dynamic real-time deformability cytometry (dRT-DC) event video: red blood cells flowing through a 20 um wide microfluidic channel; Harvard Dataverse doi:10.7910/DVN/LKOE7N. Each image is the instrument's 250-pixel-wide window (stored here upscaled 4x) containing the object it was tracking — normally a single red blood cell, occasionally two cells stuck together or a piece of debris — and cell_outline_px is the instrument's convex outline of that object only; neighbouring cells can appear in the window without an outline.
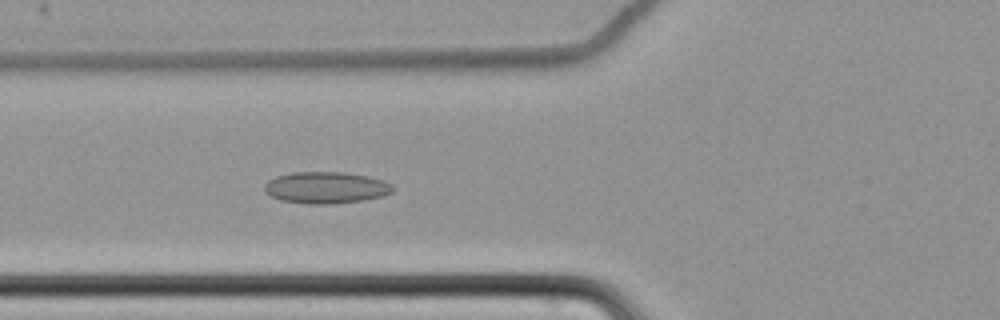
{"species": "common noctule bat (a hibernating species)", "species_latin": "Nyctalus noctula", "temperature_condition": "cold", "stored_images_in_passage": 64, "camera_frame_rate_fps": 3000, "um_per_image_px": 0.085, "animal": {"sex": "female", "body_mass_g": 22.7, "forearm_length_mm": 54.2}, "frame": {"image": 1, "passage_image": 27, "time_ms": 8.667, "image_size_px": [1000, 320], "cell_outline_px": [[396, 188], [392, 192], [384, 196], [360, 200], [332, 204], [308, 204], [280, 200], [272, 196], [264, 188], [264, 184], [268, 180], [276, 176], [292, 172], [344, 172], [368, 176], [392, 184]], "centroid_in_image_um": [27.72, 15.94], "position_along_channel_um": 98.1, "area_um2": 23.64}}
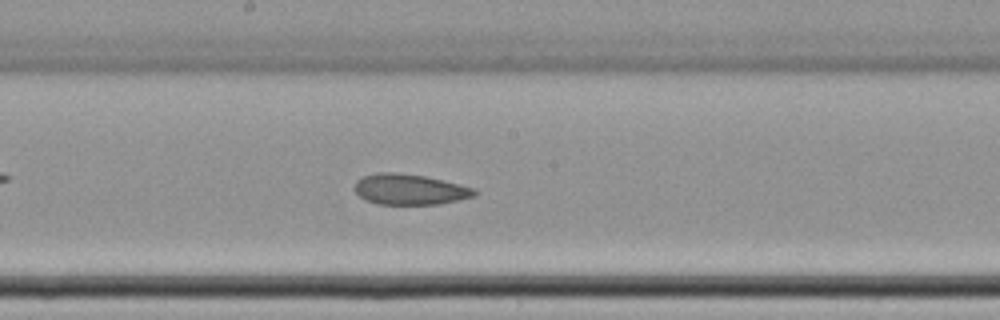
{"frame": {"image": 2, "passage_image": 37, "time_ms": 12.0, "image_size_px": [1000, 320], "cell_outline_px": [[476, 196], [460, 200], [440, 204], [376, 204], [364, 200], [356, 192], [356, 180], [364, 176], [376, 172], [396, 172], [424, 176], [460, 184], [476, 188]], "centroid_in_image_um": [34.85, 16.1], "position_along_channel_um": 213.4, "area_um2": 21.5}}
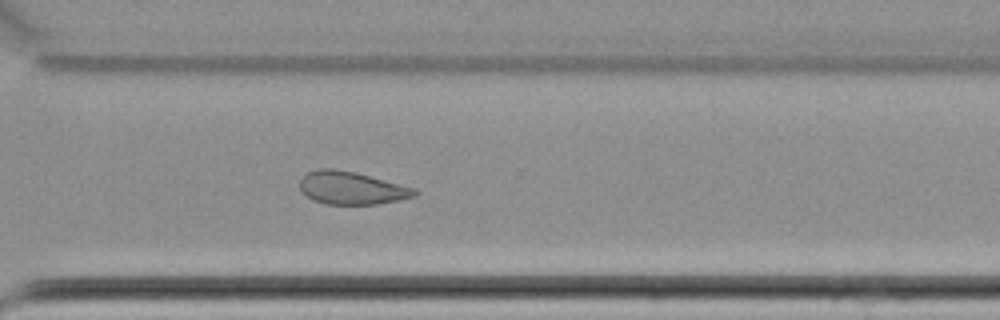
{"frame": {"image": 3, "passage_image": 48, "time_ms": 15.667, "image_size_px": [1000, 320], "cell_outline_px": [[420, 192], [416, 196], [400, 200], [376, 204], [328, 204], [312, 200], [300, 188], [300, 180], [308, 172], [320, 168], [332, 168], [356, 172], [416, 188]], "centroid_in_image_um": [29.93, 15.98], "position_along_channel_um": 340.7, "area_um2": 21.96}, "authors_computed_cell_mechanics": {"area_um2": 24.0159, "velocity_mm_per_s": 3.4599, "shape_relaxation_time_tau1_ms": null, "shape_relaxation_time_tau2_ms": 3.6814, "deformation_change_tau1": null, "deformation_change_tau2": 0.0949}}